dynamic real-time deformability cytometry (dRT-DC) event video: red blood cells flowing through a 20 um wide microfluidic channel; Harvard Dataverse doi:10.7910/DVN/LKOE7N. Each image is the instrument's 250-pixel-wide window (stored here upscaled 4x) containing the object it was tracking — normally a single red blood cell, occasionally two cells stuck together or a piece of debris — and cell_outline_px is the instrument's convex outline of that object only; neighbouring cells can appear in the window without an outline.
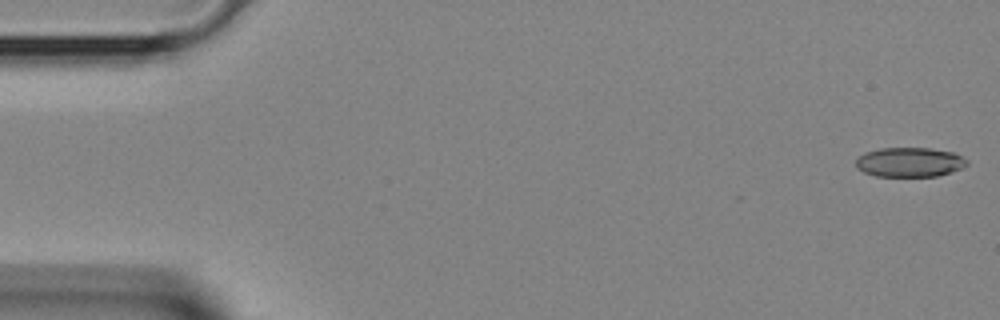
{"species": "Egyptian fruit bat (a non-hibernating species)", "species_latin": "Rousettus aegyptiacus", "temperature_condition": "room temperature", "stored_images_in_passage": 29, "camera_frame_rate_fps": 3000, "um_per_image_px": 0.085, "animal": {"sex": "female"}, "frame": {"image": 1, "passage_image": 1, "time_ms": 0.0, "image_size_px": [1000, 320], "cell_outline_px": [[968, 164], [960, 168], [936, 176], [876, 176], [864, 172], [856, 168], [856, 156], [864, 152], [880, 148], [928, 148], [952, 152], [968, 160]], "centroid_in_image_um": [77.25, 13.77], "position_along_channel_um": 7.8, "area_um2": 19.02}}